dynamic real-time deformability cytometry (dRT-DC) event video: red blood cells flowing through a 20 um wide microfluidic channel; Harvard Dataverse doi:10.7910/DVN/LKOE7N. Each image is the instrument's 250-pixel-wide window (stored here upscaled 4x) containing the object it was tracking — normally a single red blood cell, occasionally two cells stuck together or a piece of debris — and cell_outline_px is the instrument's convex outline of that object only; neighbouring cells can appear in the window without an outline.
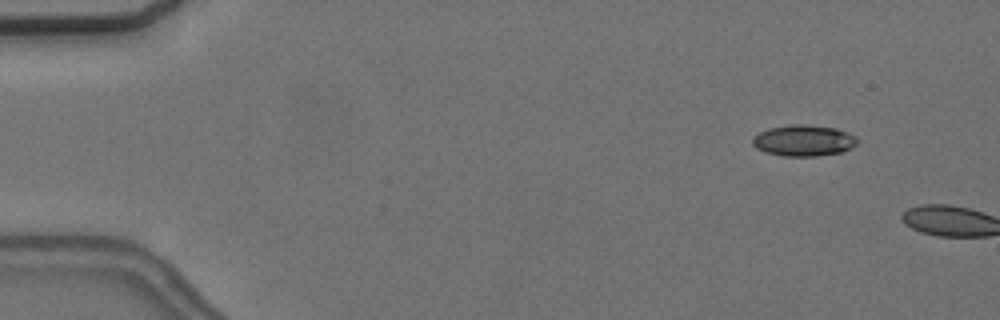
{"species": "common noctule bat (a hibernating species)", "species_latin": "Nyctalus noctula", "temperature_condition": "cold", "stored_images_in_passage": 3, "camera_frame_rate_fps": 3000, "um_per_image_px": 0.085, "animal": {"sex": "female", "body_mass_g": 24.6, "forearm_length_mm": 56.2}, "frame": {"image": 1, "passage_image": 2, "time_ms": 1.333, "image_size_px": [1000, 320], "cell_outline_px": [[860, 140], [852, 148], [844, 152], [816, 156], [784, 156], [768, 152], [756, 148], [752, 144], [752, 136], [768, 128], [792, 124], [808, 124], [836, 128], [848, 132], [856, 136]], "centroid_in_image_um": [68.35, 11.94], "position_along_channel_um": 16.7, "area_um2": 19.31}}